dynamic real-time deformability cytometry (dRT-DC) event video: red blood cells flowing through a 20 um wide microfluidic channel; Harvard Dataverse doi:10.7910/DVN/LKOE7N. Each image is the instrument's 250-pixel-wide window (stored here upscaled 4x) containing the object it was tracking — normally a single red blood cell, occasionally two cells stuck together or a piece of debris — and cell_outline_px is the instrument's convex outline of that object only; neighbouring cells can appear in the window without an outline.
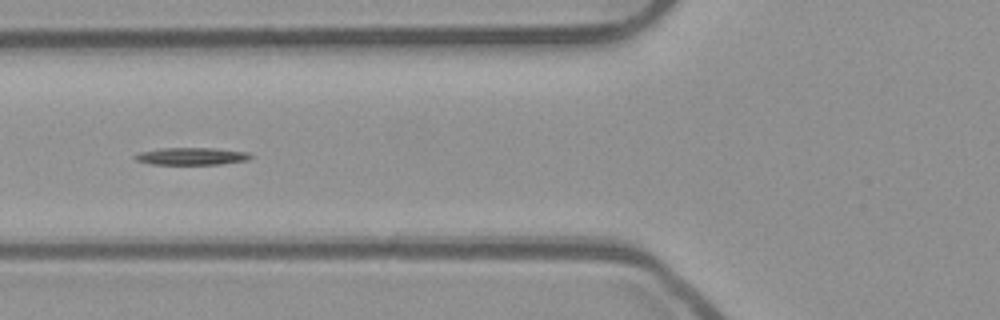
{"species": "common noctule bat (a hibernating species)", "species_latin": "Nyctalus noctula", "temperature_condition": "room temperature", "stored_images_in_passage": 39, "camera_frame_rate_fps": 3000, "um_per_image_px": 0.085, "animal": {"sex": "male", "body_mass_g": 23.1, "forearm_length_mm": 52.7}, "frame": {"image": 1, "passage_image": 5, "time_ms": 1.333, "image_size_px": [1000, 320], "cell_outline_px": [[252, 156], [248, 160], [220, 164], [148, 164], [136, 160], [132, 156], [140, 152], [160, 148], [212, 148], [248, 152]], "centroid_in_image_um": [16.25, 13.28], "position_along_channel_um": 109.6, "area_um2": 11.62}}
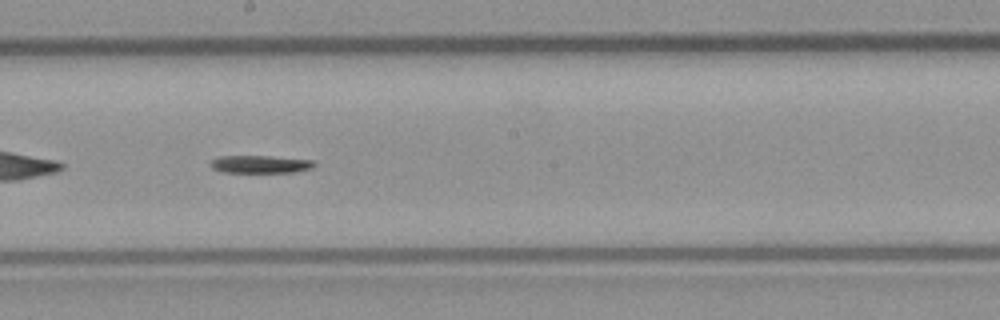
{"frame": {"image": 2, "passage_image": 14, "time_ms": 4.333, "image_size_px": [1000, 320], "cell_outline_px": [[316, 164], [312, 168], [292, 172], [220, 172], [212, 168], [208, 164], [212, 160], [220, 156], [268, 156], [312, 160]], "centroid_in_image_um": [22.08, 13.96], "position_along_channel_um": 226.1, "area_um2": 10.64}}
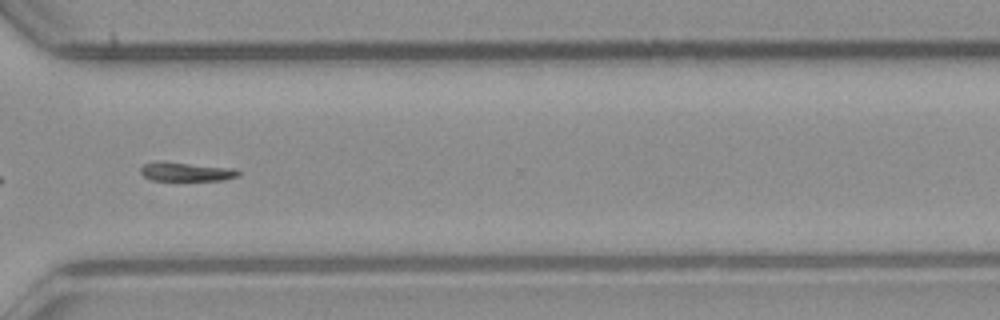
{"frame": {"image": 3, "passage_image": 24, "time_ms": 7.667, "image_size_px": [1000, 320], "cell_outline_px": [[240, 176], [224, 180], [152, 180], [144, 176], [140, 172], [140, 168], [144, 164], [160, 160], [236, 168], [240, 172]], "centroid_in_image_um": [15.85, 14.58], "position_along_channel_um": 354.7, "area_um2": 11.04}}